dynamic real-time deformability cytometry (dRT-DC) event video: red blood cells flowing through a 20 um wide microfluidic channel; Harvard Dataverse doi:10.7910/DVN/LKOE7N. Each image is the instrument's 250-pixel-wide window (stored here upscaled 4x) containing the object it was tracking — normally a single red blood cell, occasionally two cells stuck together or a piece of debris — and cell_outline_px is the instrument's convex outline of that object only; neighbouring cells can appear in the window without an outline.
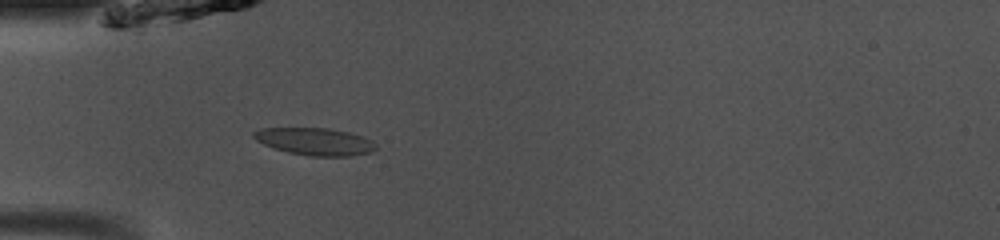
{"species": "common noctule bat (a hibernating species)", "species_latin": "Nyctalus noctula", "temperature_condition": "room temperature", "stored_images_in_passage": 46, "camera_frame_rate_fps": 3000, "um_per_image_px": 0.085, "animal": {"sex": "male", "body_mass_g": 13.0, "forearm_length_mm": 53.1}, "frame": {"image": 1, "passage_image": 12, "time_ms": 3.667, "image_size_px": [1000, 240], "cell_outline_px": [[376, 148], [372, 152], [352, 156], [308, 156], [288, 152], [264, 144], [256, 140], [252, 136], [252, 132], [260, 128], [328, 128], [348, 132], [364, 136], [372, 140], [376, 144]], "centroid_in_image_um": [26.8, 12.03], "position_along_channel_um": 58.2, "area_um2": 19.54}}
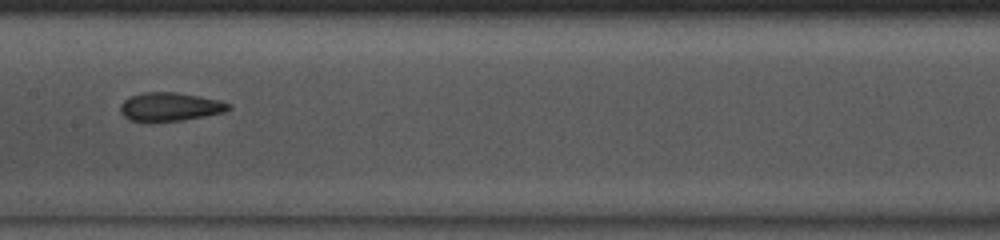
{"frame": {"image": 2, "passage_image": 22, "time_ms": 7.0, "image_size_px": [1000, 240], "cell_outline_px": [[232, 108], [224, 112], [204, 116], [180, 120], [152, 124], [148, 124], [128, 120], [120, 112], [120, 104], [124, 100], [132, 96], [144, 92], [176, 92], [220, 100], [232, 104]], "centroid_in_image_um": [14.41, 9.11], "position_along_channel_um": 193.0, "area_um2": 18.5}}
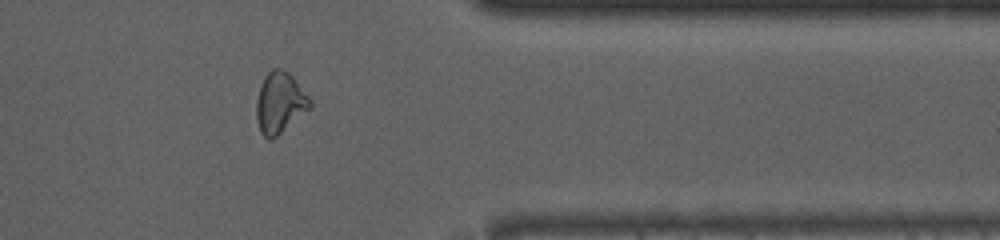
{"frame": {"image": 3, "passage_image": 37, "time_ms": 12.0, "image_size_px": [1000, 240], "cell_outline_px": [[312, 108], [272, 140], [268, 140], [260, 132], [256, 120], [256, 100], [260, 84], [264, 76], [272, 68], [280, 68], [288, 72], [292, 76], [312, 100]], "centroid_in_image_um": [23.78, 8.75], "position_along_channel_um": 387.6, "area_um2": 19.42}, "authors_computed_cell_mechanics": {"area_um2": 18.5538, "velocity_mm_per_s": 4.1024, "shape_relaxation_time_tau1_ms": 8.8837, "shape_relaxation_time_tau2_ms": 2.1746, "deformation_change_tau1": 0.216, "deformation_change_tau2": 0.089}}